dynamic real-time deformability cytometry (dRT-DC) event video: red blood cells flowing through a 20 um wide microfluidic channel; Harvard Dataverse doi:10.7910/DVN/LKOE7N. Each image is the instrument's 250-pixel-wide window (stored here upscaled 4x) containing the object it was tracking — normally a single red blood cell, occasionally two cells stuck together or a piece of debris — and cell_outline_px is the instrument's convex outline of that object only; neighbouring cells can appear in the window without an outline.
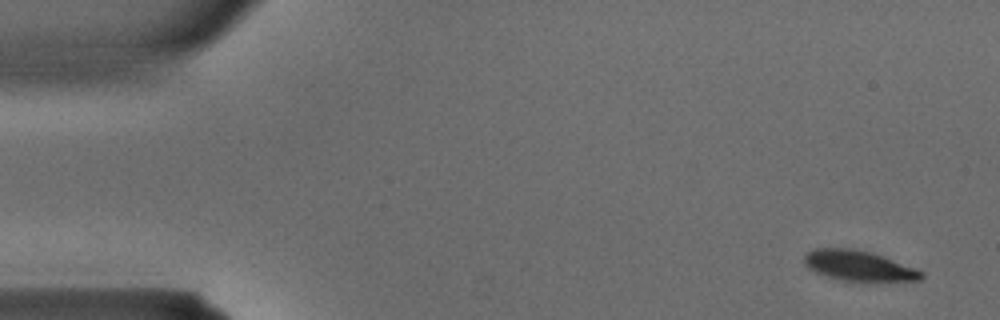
{"species": "common noctule bat (a hibernating species)", "species_latin": "Nyctalus noctula", "temperature_condition": "warm", "stored_images_in_passage": 35, "camera_frame_rate_fps": 3000, "um_per_image_px": 0.085, "animal": {"sex": "male", "body_mass_g": 15.6}, "frame": {"image": 1, "passage_image": 1, "time_ms": 0.0, "image_size_px": [1000, 320], "cell_outline_px": [[924, 276], [920, 280], [844, 280], [828, 276], [816, 272], [808, 268], [804, 264], [804, 256], [808, 252], [816, 248], [852, 248], [872, 252], [916, 268], [924, 272]], "centroid_in_image_um": [72.98, 22.56], "position_along_channel_um": 12.0, "area_um2": 20.29}}
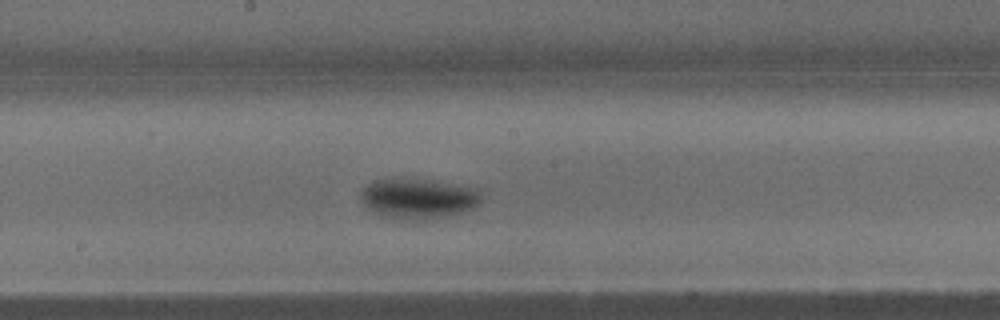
{"frame": {"image": 2, "passage_image": 18, "time_ms": 5.667, "image_size_px": [1000, 320], "cell_outline_px": [[480, 200], [472, 208], [448, 216], [416, 220], [392, 220], [368, 208], [364, 204], [360, 196], [360, 192], [368, 184], [376, 180], [428, 180], [476, 188], [480, 192]], "centroid_in_image_um": [35.52, 16.9], "position_along_channel_um": 212.7, "area_um2": 27.63}}
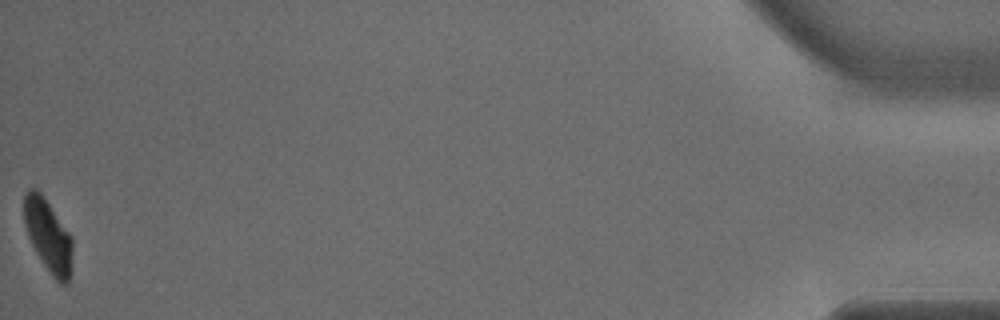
{"frame": {"image": 3, "passage_image": 35, "time_ms": 11.333, "image_size_px": [1000, 320], "cell_outline_px": [[72, 272], [68, 284], [60, 284], [52, 276], [36, 252], [28, 236], [24, 224], [24, 196], [28, 188], [36, 188], [40, 192], [72, 236]], "centroid_in_image_um": [4.11, 20.06], "position_along_channel_um": 431.1, "area_um2": 20.52}}